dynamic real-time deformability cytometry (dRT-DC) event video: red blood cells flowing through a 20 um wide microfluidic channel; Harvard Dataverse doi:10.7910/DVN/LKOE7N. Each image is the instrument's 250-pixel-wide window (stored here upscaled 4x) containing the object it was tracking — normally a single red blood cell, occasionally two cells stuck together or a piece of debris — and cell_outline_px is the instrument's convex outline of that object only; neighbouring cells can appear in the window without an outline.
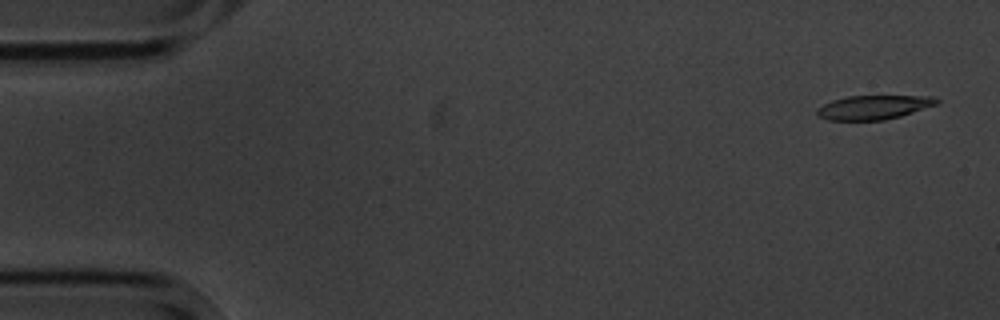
{"species": "common noctule bat (a hibernating species)", "species_latin": "Nyctalus noctula", "temperature_condition": "cold", "stored_images_in_passage": 5, "segment_of_instrument_passage": [1, 2], "camera_frame_rate_fps": 3000, "um_per_image_px": 0.085, "animal": {"sex": "male", "body_mass_g": 20.1, "forearm_length_mm": 53.5}, "frame": {"image": 1, "passage_image": 1, "time_ms": 0.0, "image_size_px": [1000, 320], "cell_outline_px": [[940, 100], [936, 104], [900, 116], [884, 120], [828, 120], [820, 116], [816, 112], [816, 108], [832, 100], [848, 96], [932, 96]], "centroid_in_image_um": [74.23, 9.12], "position_along_channel_um": 10.8, "area_um2": 16.59}}
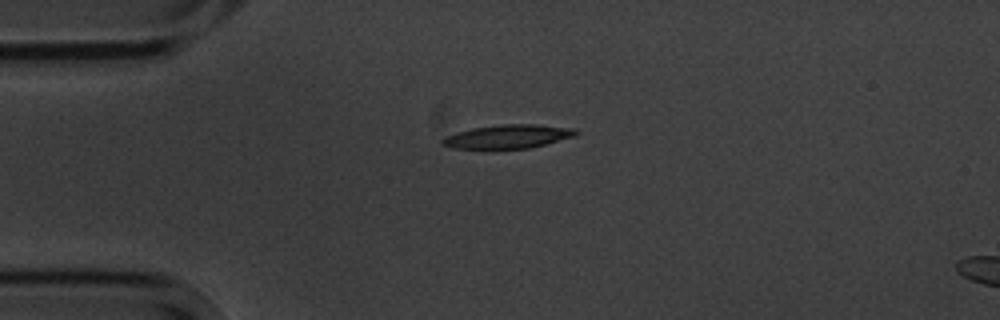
{"frame": {"image": 2, "passage_image": 4, "time_ms": 3.667, "image_size_px": [1000, 320], "cell_outline_px": [[580, 132], [576, 136], [532, 148], [488, 152], [452, 148], [440, 144], [440, 140], [444, 136], [456, 132], [472, 128], [500, 124], [536, 124], [576, 128]], "centroid_in_image_um": [43.12, 11.66], "position_along_channel_um": 41.9, "area_um2": 19.83}}